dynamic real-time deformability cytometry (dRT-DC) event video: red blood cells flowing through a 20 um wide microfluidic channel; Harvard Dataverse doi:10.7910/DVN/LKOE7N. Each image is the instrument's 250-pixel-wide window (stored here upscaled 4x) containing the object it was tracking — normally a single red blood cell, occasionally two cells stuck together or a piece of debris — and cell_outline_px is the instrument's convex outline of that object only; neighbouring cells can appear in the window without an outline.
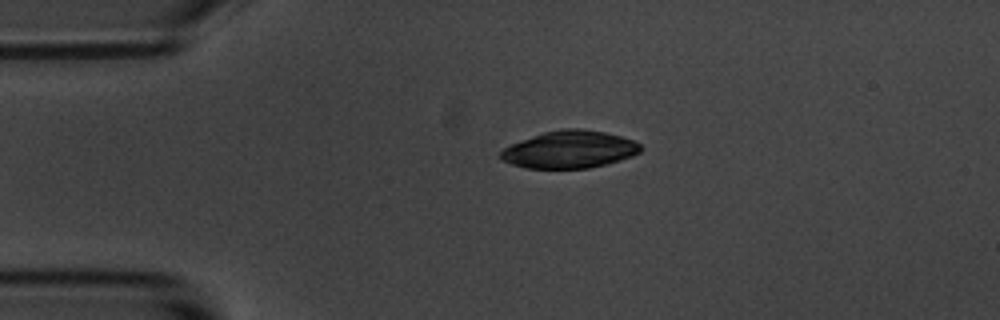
{"species": "common noctule bat (a hibernating species)", "species_latin": "Nyctalus noctula", "temperature_condition": "room temperature", "stored_images_in_passage": 2, "camera_frame_rate_fps": 3000, "um_per_image_px": 0.085, "animal": {"sex": "male", "body_mass_g": 20.1, "forearm_length_mm": 53.5}, "frame": {"image": 1, "passage_image": 1, "time_ms": 0.0, "image_size_px": [1000, 320], "cell_outline_px": [[644, 148], [640, 152], [632, 156], [620, 160], [588, 168], [524, 168], [500, 160], [500, 152], [504, 148], [520, 140], [544, 132], [564, 128], [580, 128], [604, 132], [620, 136], [632, 140], [640, 144]], "centroid_in_image_um": [48.41, 12.71], "position_along_channel_um": 36.6, "area_um2": 30.4}}